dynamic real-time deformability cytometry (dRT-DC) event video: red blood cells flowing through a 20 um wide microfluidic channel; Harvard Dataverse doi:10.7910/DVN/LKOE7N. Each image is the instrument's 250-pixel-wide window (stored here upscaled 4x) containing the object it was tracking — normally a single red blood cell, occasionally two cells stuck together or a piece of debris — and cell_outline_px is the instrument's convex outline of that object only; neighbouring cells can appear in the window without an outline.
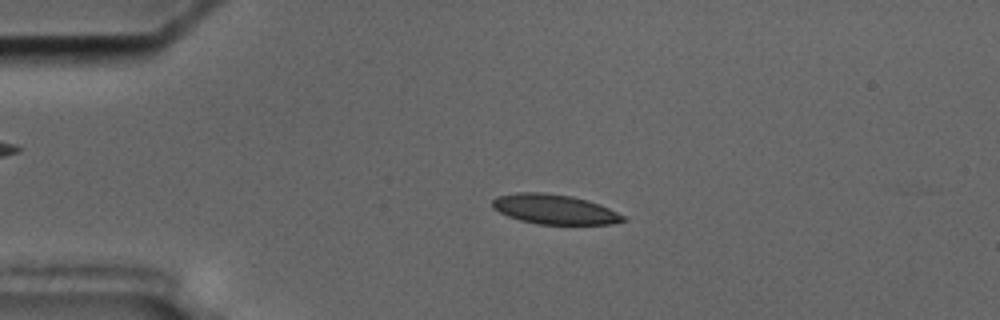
{"species": "common noctule bat (a hibernating species)", "species_latin": "Nyctalus noctula", "temperature_condition": "cold", "stored_images_in_passage": 54, "camera_frame_rate_fps": 3000, "um_per_image_px": 0.085, "animal": {"sex": "male", "body_mass_g": 17.5, "forearm_length_mm": 52.3}, "frame": {"image": 1, "passage_image": 11, "time_ms": 3.333, "image_size_px": [1000, 320], "cell_outline_px": [[628, 220], [612, 224], [536, 224], [520, 220], [508, 216], [492, 208], [492, 200], [496, 196], [516, 192], [544, 192], [572, 196], [588, 200], [600, 204], [628, 216]], "centroid_in_image_um": [47.17, 17.78], "position_along_channel_um": 37.8, "area_um2": 23.0}}
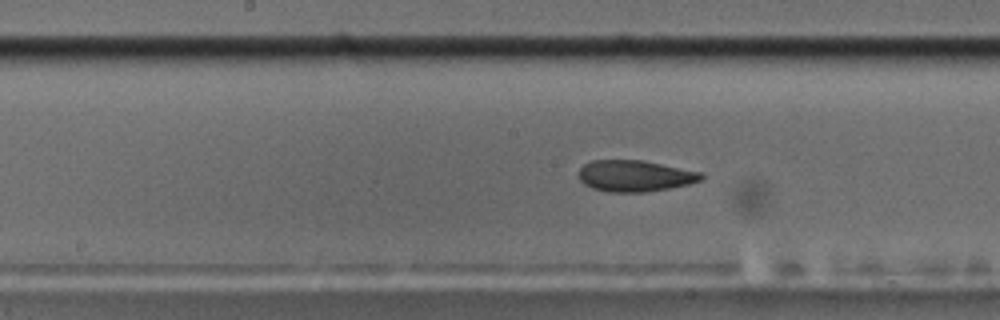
{"frame": {"image": 2, "passage_image": 27, "time_ms": 8.667, "image_size_px": [1000, 320], "cell_outline_px": [[704, 176], [700, 180], [688, 184], [668, 188], [644, 192], [608, 192], [592, 188], [584, 184], [576, 176], [580, 168], [584, 164], [592, 160], [644, 160], [704, 172]], "centroid_in_image_um": [53.95, 14.94], "position_along_channel_um": 194.3, "area_um2": 22.6}}
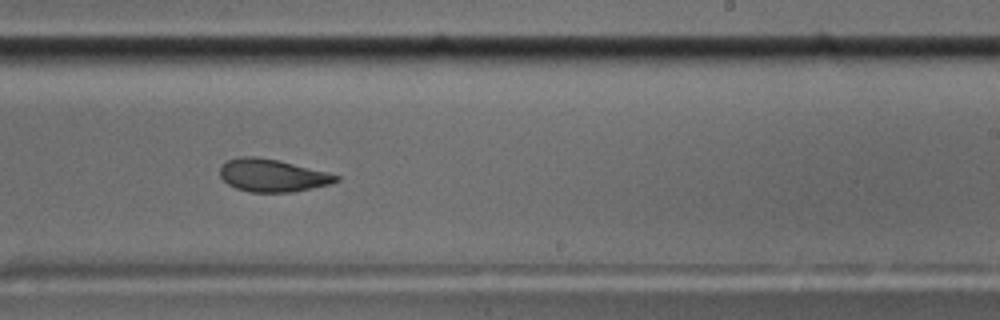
{"frame": {"image": 3, "passage_image": 33, "time_ms": 10.667, "image_size_px": [1000, 320], "cell_outline_px": [[340, 180], [328, 184], [312, 188], [292, 192], [252, 192], [236, 188], [228, 184], [220, 176], [220, 164], [236, 156], [256, 156], [280, 160], [328, 172], [340, 176]], "centroid_in_image_um": [23.13, 14.89], "position_along_channel_um": 265.9, "area_um2": 22.25}, "authors_computed_cell_mechanics": {"area_um2": 23.0911, "velocity_mm_per_s": 3.5905, "shape_relaxation_time_tau1_ms": null, "shape_relaxation_time_tau2_ms": 3.0483, "deformation_change_tau1": null, "deformation_change_tau2": 0.083}}